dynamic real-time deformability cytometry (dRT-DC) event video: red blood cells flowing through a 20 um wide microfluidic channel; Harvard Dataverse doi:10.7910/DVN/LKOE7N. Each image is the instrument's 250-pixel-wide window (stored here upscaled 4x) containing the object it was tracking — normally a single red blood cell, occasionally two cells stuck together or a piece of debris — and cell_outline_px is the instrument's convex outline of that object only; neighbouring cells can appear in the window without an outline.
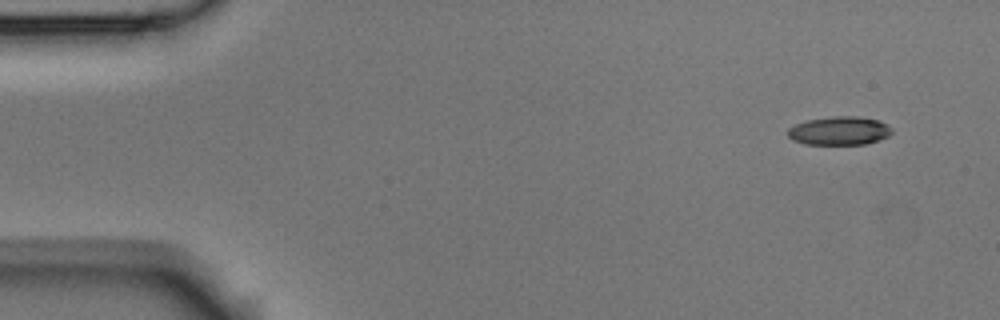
{"species": "Egyptian fruit bat (a non-hibernating species)", "species_latin": "Rousettus aegyptiacus", "temperature_condition": "room temperature", "stored_images_in_passage": 50, "camera_frame_rate_fps": 3000, "um_per_image_px": 0.085, "animal": {"sex": "male"}, "frame": {"image": 1, "passage_image": 1, "time_ms": 0.0, "image_size_px": [1000, 320], "cell_outline_px": [[892, 132], [888, 136], [864, 144], [804, 144], [792, 140], [788, 136], [788, 128], [796, 124], [808, 120], [832, 116], [856, 116], [880, 120], [888, 124], [892, 128]], "centroid_in_image_um": [71.35, 11.11], "position_along_channel_um": 13.7, "area_um2": 17.28}}
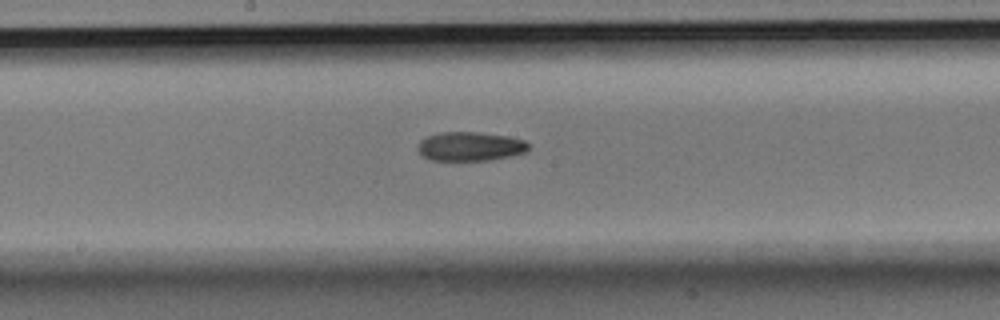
{"frame": {"image": 2, "passage_image": 25, "time_ms": 8.0, "image_size_px": [1000, 320], "cell_outline_px": [[528, 148], [524, 152], [512, 156], [492, 160], [432, 160], [424, 156], [420, 152], [420, 140], [428, 136], [440, 132], [476, 132], [508, 136], [524, 140], [528, 144]], "centroid_in_image_um": [40.0, 12.44], "position_along_channel_um": 208.2, "area_um2": 18.5}}
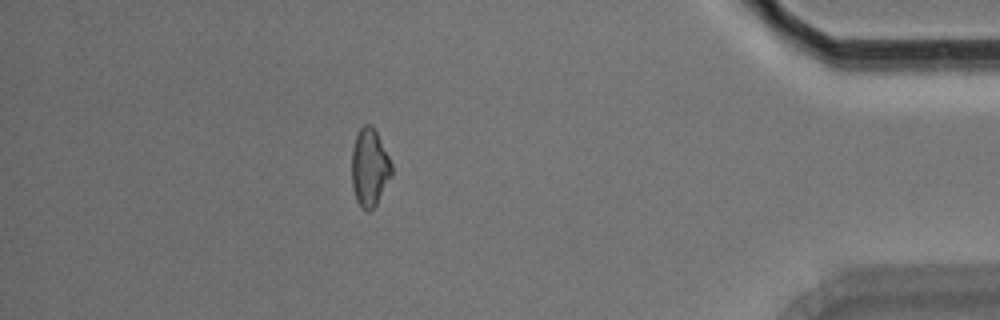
{"frame": {"image": 3, "passage_image": 44, "time_ms": 14.333, "image_size_px": [1000, 320], "cell_outline_px": [[392, 176], [376, 204], [368, 212], [360, 208], [356, 200], [352, 188], [352, 148], [356, 136], [360, 128], [364, 124], [368, 124], [376, 132], [392, 164]], "centroid_in_image_um": [31.4, 14.29], "position_along_channel_um": 403.8, "area_um2": 17.98}, "authors_computed_cell_mechanics": {"area_um2": 18.496, "velocity_mm_per_s": 3.7827, "shape_relaxation_time_tau1_ms": 7.5207, "shape_relaxation_time_tau2_ms": null, "deformation_change_tau1": 0.1584, "deformation_change_tau2": null}}